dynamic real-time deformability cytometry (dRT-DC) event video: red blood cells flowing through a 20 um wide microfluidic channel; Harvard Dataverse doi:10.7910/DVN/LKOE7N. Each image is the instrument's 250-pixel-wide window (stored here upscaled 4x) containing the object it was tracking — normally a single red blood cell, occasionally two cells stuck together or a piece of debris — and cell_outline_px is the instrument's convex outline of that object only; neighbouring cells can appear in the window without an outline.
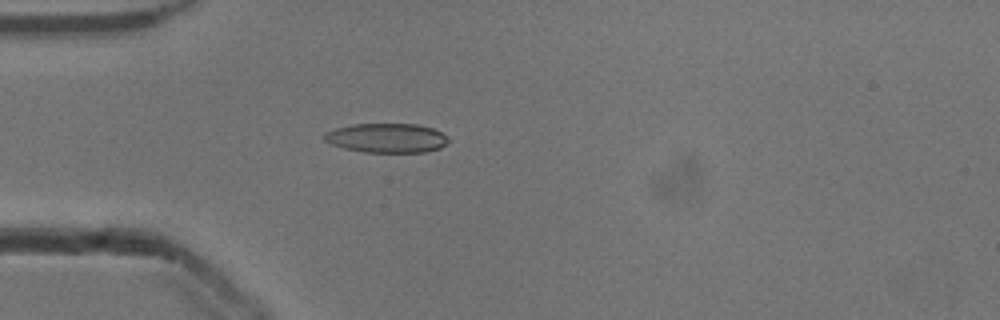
{"species": "common noctule bat (a hibernating species)", "species_latin": "Nyctalus noctula", "temperature_condition": "cold", "stored_images_in_passage": 53, "camera_frame_rate_fps": 3000, "um_per_image_px": 0.085, "animal": {"sex": "male", "body_mass_g": 13.3}, "frame": {"image": 1, "passage_image": 15, "time_ms": 4.667, "image_size_px": [1000, 320], "cell_outline_px": [[448, 140], [440, 148], [424, 152], [364, 152], [344, 148], [332, 144], [324, 140], [320, 136], [324, 132], [336, 128], [352, 124], [416, 124], [432, 128], [448, 136]], "centroid_in_image_um": [32.82, 11.72], "position_along_channel_um": 52.2, "area_um2": 21.21}}
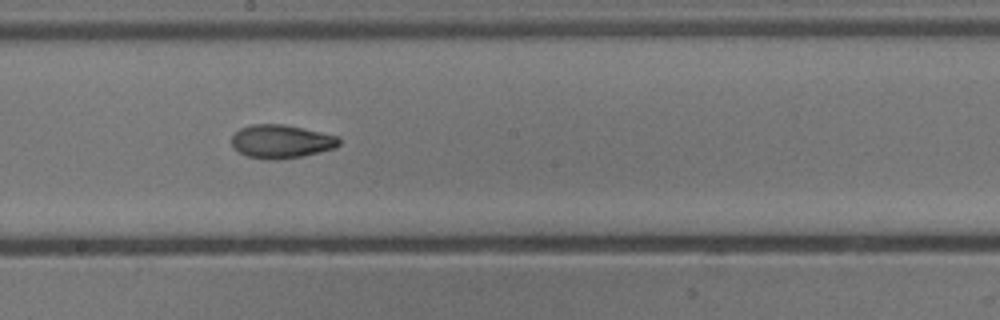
{"frame": {"image": 2, "passage_image": 29, "time_ms": 9.333, "image_size_px": [1000, 320], "cell_outline_px": [[340, 144], [336, 148], [304, 156], [276, 160], [272, 160], [248, 156], [232, 148], [232, 136], [240, 128], [252, 124], [284, 124], [336, 136], [340, 140]], "centroid_in_image_um": [23.89, 12.03], "position_along_channel_um": 224.3, "area_um2": 20.87}}
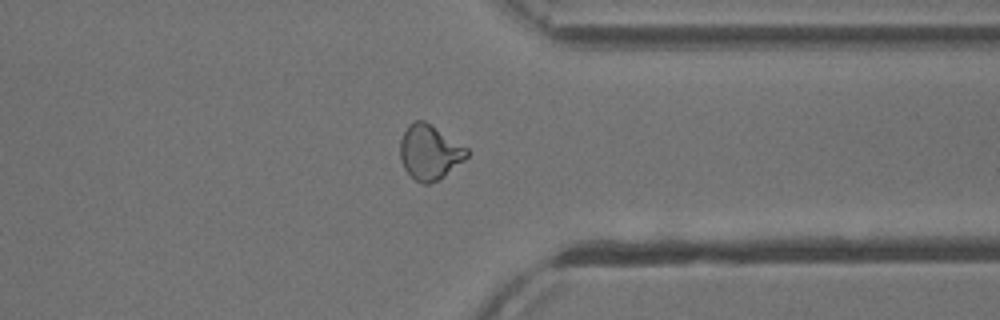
{"frame": {"image": 3, "passage_image": 41, "time_ms": 13.333, "image_size_px": [1000, 320], "cell_outline_px": [[468, 156], [464, 160], [444, 176], [428, 184], [420, 184], [404, 168], [400, 160], [400, 140], [408, 124], [416, 120], [424, 120], [468, 148]], "centroid_in_image_um": [36.5, 12.93], "position_along_channel_um": 374.9, "area_um2": 21.15}, "authors_computed_cell_mechanics": {"area_um2": 20.9236, "velocity_mm_per_s": 3.8721, "shape_relaxation_time_tau1_ms": 5.8232, "shape_relaxation_time_tau2_ms": 1.6727, "deformation_change_tau1": 0.1739, "deformation_change_tau2": 0.0632}}